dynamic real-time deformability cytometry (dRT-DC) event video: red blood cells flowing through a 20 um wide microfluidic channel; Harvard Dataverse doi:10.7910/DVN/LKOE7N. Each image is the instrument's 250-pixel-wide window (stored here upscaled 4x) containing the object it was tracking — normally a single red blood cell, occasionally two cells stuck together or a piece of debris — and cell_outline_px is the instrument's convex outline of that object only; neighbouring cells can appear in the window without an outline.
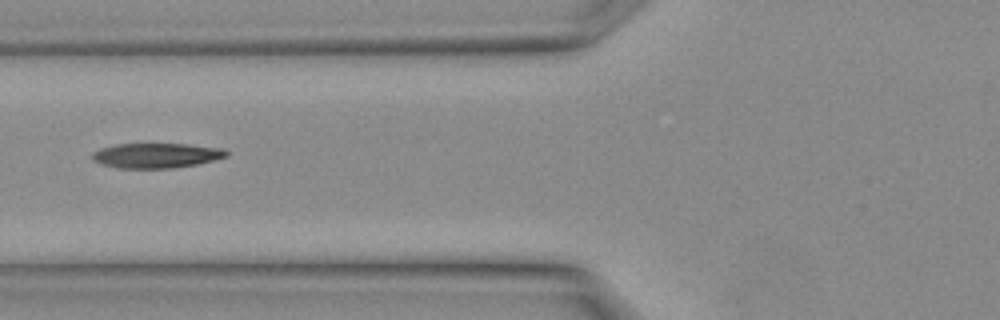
{"species": "Egyptian fruit bat (a non-hibernating species)", "species_latin": "Rousettus aegyptiacus", "temperature_condition": "warm", "stored_images_in_passage": 7, "camera_frame_rate_fps": 3000, "um_per_image_px": 0.085, "animal": {"sex": "female"}, "frame": {"image": 1, "passage_image": 4, "time_ms": 1.0, "image_size_px": [1000, 320], "cell_outline_px": [[228, 156], [196, 164], [172, 168], [116, 168], [92, 160], [92, 152], [100, 148], [116, 144], [188, 144], [224, 148], [228, 152]], "centroid_in_image_um": [13.28, 13.21], "position_along_channel_um": 112.5, "area_um2": 19.42}}
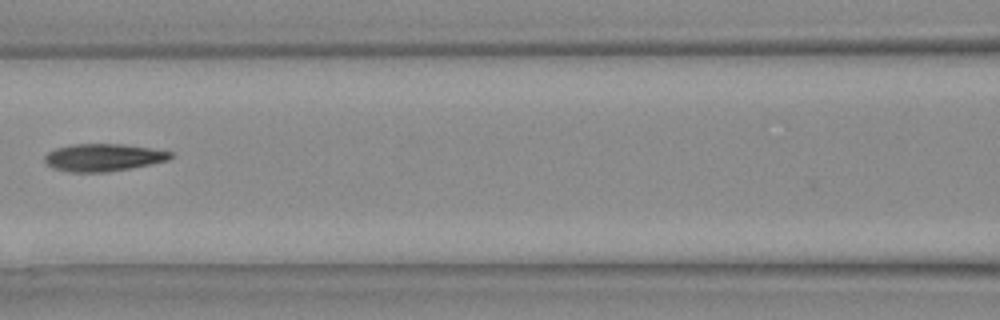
{"frame": {"image": 2, "passage_image": 6, "time_ms": 1.667, "image_size_px": [1000, 320], "cell_outline_px": [[172, 156], [168, 160], [108, 172], [68, 172], [52, 168], [44, 160], [44, 156], [48, 152], [56, 148], [72, 144], [120, 144], [148, 148], [172, 152]], "centroid_in_image_um": [8.71, 13.39], "position_along_channel_um": 157.9, "area_um2": 19.88}}